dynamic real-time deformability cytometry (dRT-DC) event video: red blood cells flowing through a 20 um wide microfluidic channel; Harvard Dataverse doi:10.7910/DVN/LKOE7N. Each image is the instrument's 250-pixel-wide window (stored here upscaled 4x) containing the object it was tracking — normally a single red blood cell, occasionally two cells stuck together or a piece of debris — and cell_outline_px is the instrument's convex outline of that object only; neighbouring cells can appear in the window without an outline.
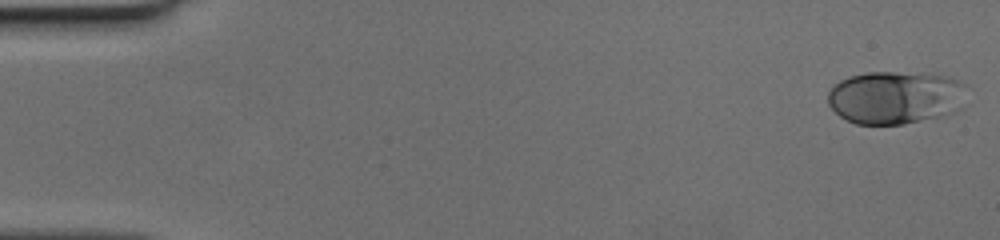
{"species": "human", "species_latin": "Homo sapiens", "temperature_condition": "cold", "stored_images_in_passage": 48, "camera_frame_rate_fps": 3000, "um_per_image_px": 0.085, "donor": {"sex": "female"}, "frame": {"image": 1, "passage_image": 1, "time_ms": 0.0, "image_size_px": [1000, 240], "cell_outline_px": [[964, 84], [960, 108], [952, 112], [940, 116], [904, 124], [856, 124], [840, 116], [828, 104], [828, 92], [832, 84], [848, 76], [868, 72], [896, 72], [948, 76], [960, 80]], "centroid_in_image_um": [76.04, 8.27], "position_along_channel_um": 9.0, "area_um2": 42.66}}
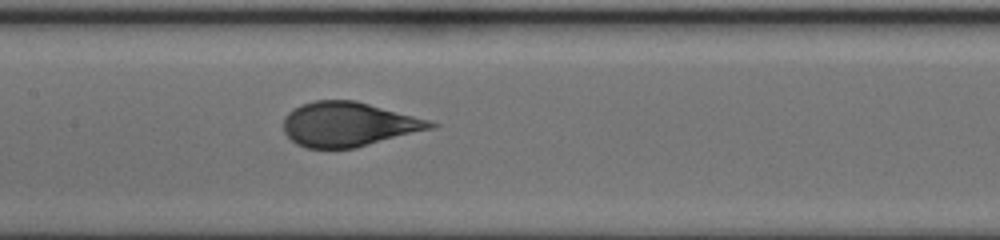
{"frame": {"image": 2, "passage_image": 24, "time_ms": 7.667, "image_size_px": [1000, 240], "cell_outline_px": [[440, 124], [436, 128], [356, 148], [304, 148], [296, 144], [284, 132], [284, 116], [292, 108], [300, 104], [316, 100], [356, 100], [432, 120]], "centroid_in_image_um": [29.66, 10.56], "position_along_channel_um": 177.7, "area_um2": 38.67}}
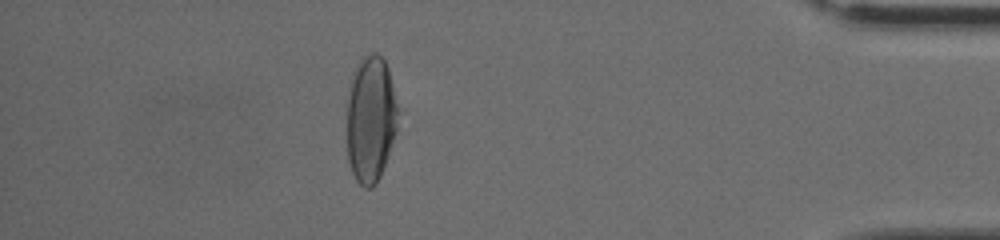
{"frame": {"image": 3, "passage_image": 43, "time_ms": 14.0, "image_size_px": [1000, 240], "cell_outline_px": [[400, 112], [396, 132], [388, 156], [380, 176], [376, 184], [372, 188], [364, 188], [356, 180], [352, 172], [348, 160], [348, 88], [356, 64], [360, 56], [372, 52], [376, 52], [384, 60], [388, 68]], "centroid_in_image_um": [31.52, 10.09], "position_along_channel_um": 403.7, "area_um2": 38.21}}